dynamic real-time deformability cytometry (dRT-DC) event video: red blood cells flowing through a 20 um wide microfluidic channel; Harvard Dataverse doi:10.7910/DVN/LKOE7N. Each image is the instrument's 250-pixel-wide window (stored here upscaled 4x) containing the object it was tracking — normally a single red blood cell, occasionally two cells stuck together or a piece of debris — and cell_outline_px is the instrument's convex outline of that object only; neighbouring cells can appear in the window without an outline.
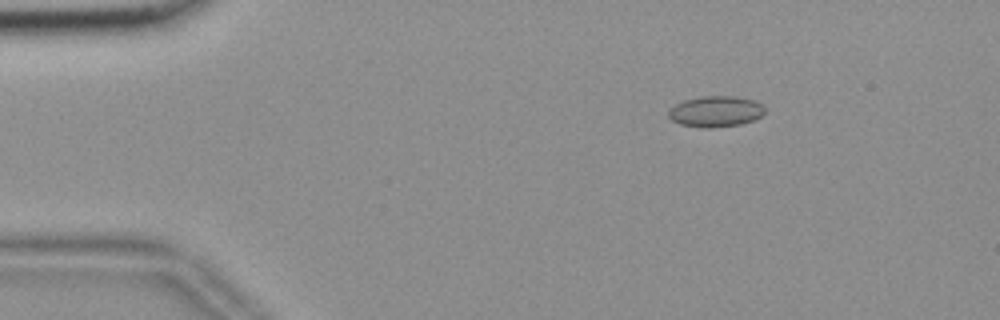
{"species": "common noctule bat (a hibernating species)", "species_latin": "Nyctalus noctula", "temperature_condition": "room temperature", "stored_images_in_passage": 49, "camera_frame_rate_fps": 3000, "um_per_image_px": 0.085, "animal": {"sex": "female", "body_mass_g": 18.4}, "frame": {"image": 1, "passage_image": 2, "time_ms": 0.333, "image_size_px": [1000, 320], "cell_outline_px": [[764, 112], [760, 116], [752, 120], [740, 124], [708, 128], [680, 124], [672, 120], [668, 116], [668, 112], [676, 104], [684, 100], [704, 96], [732, 96], [756, 100], [764, 104]], "centroid_in_image_um": [60.85, 9.46], "position_along_channel_um": 24.1, "area_um2": 17.17}}
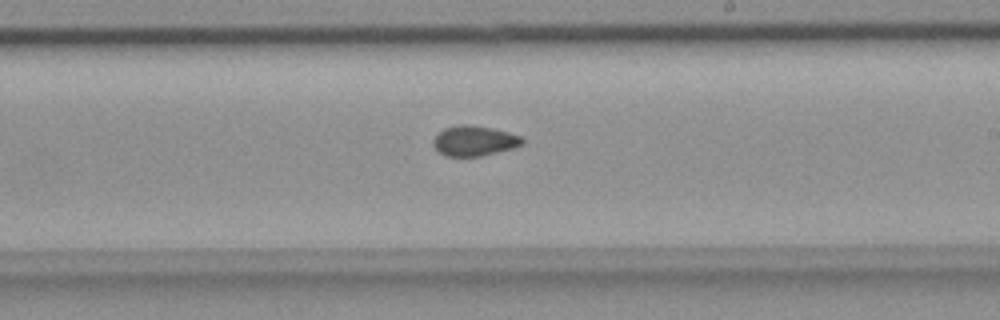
{"frame": {"image": 2, "passage_image": 26, "time_ms": 8.333, "image_size_px": [1000, 320], "cell_outline_px": [[524, 144], [516, 148], [480, 156], [444, 156], [432, 144], [432, 140], [444, 128], [460, 124], [468, 124], [492, 128], [508, 132], [520, 136], [524, 140]], "centroid_in_image_um": [40.33, 11.97], "position_along_channel_um": 248.7, "area_um2": 15.72}}
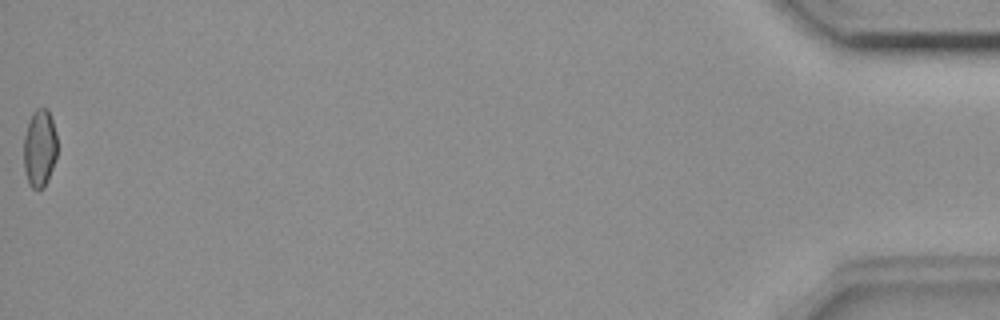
{"frame": {"image": 3, "passage_image": 49, "time_ms": 16.0, "image_size_px": [1000, 320], "cell_outline_px": [[56, 156], [52, 168], [44, 188], [32, 188], [28, 184], [24, 172], [24, 136], [32, 112], [36, 108], [48, 108], [56, 132]], "centroid_in_image_um": [3.35, 12.59], "position_along_channel_um": 431.8, "area_um2": 15.14}, "authors_computed_cell_mechanics": {"area_um2": 15.7794, "velocity_mm_per_s": 3.6898, "shape_relaxation_time_tau1_ms": null, "shape_relaxation_time_tau2_ms": 4.4796, "deformation_change_tau1": null, "deformation_change_tau2": 0.0739}}